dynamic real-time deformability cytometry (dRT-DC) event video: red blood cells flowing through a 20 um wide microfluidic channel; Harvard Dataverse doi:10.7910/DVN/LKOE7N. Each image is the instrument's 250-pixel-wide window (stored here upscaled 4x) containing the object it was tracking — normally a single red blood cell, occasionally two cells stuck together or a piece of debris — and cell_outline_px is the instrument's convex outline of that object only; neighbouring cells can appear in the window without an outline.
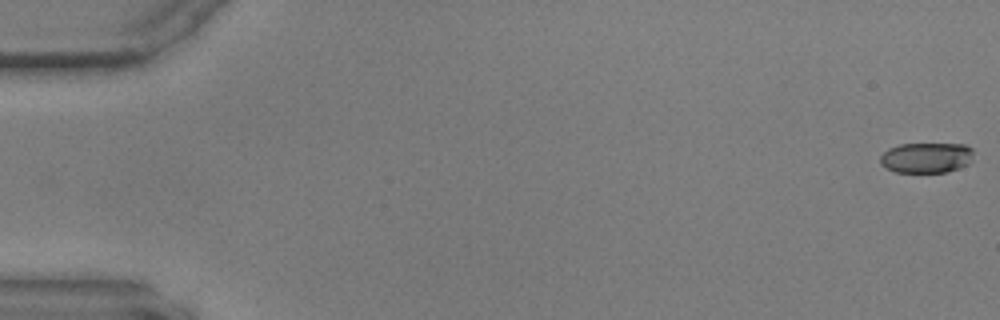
{"species": "common noctule bat (a hibernating species)", "species_latin": "Nyctalus noctula", "temperature_condition": "warm", "stored_images_in_passage": 3, "camera_frame_rate_fps": 3000, "um_per_image_px": 0.085, "animal": {"sex": "male", "body_mass_g": 17.9, "forearm_length_mm": 54.2}, "frame": {"image": 1, "passage_image": 1, "time_ms": 0.0, "image_size_px": [1000, 320], "cell_outline_px": [[972, 152], [968, 164], [944, 172], [896, 172], [880, 164], [880, 156], [888, 148], [900, 144], [964, 144], [972, 148]], "centroid_in_image_um": [78.7, 13.39], "position_along_channel_um": 6.3, "area_um2": 16.3}}